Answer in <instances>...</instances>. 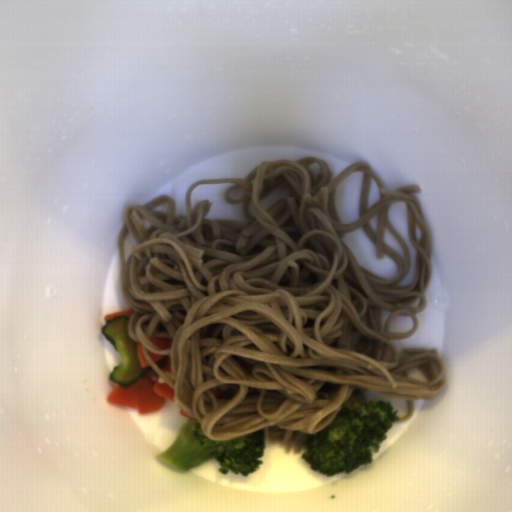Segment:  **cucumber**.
I'll list each match as a JSON object with an SVG mask.
<instances>
[{"label":"cucumber","instance_id":"cucumber-1","mask_svg":"<svg viewBox=\"0 0 512 512\" xmlns=\"http://www.w3.org/2000/svg\"><path fill=\"white\" fill-rule=\"evenodd\" d=\"M130 317H115L107 321L102 334L119 352L121 363L110 373V380L126 388L145 376L151 366L143 368L137 353L138 342L134 341L128 333Z\"/></svg>","mask_w":512,"mask_h":512},{"label":"cucumber","instance_id":"cucumber-2","mask_svg":"<svg viewBox=\"0 0 512 512\" xmlns=\"http://www.w3.org/2000/svg\"><path fill=\"white\" fill-rule=\"evenodd\" d=\"M168 362V357L167 355L164 356L163 358L159 359L155 364L158 368H160L161 370L163 369L164 365Z\"/></svg>","mask_w":512,"mask_h":512}]
</instances>
